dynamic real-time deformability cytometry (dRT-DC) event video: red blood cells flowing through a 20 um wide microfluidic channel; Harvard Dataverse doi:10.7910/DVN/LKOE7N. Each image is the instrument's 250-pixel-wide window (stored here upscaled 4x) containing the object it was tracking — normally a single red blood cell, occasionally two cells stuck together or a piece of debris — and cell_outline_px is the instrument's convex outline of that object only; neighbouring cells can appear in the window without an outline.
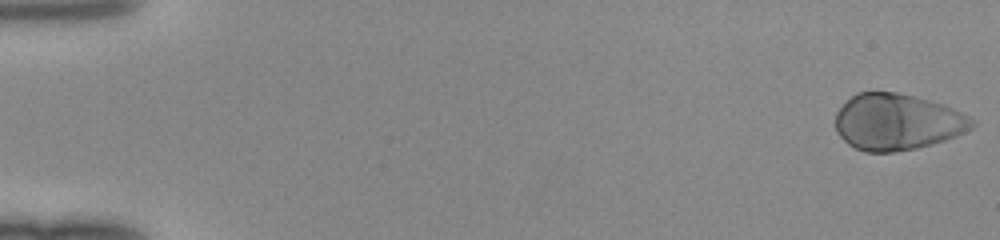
{"species": "human", "species_latin": "Homo sapiens", "temperature_condition": "room temperature", "stored_images_in_passage": 50, "camera_frame_rate_fps": 3000, "um_per_image_px": 0.085, "donor": {"sex": "female"}, "frame": {"image": 1, "passage_image": 1, "time_ms": 0.0, "image_size_px": [1000, 240], "cell_outline_px": [[976, 124], [972, 128], [956, 136], [932, 144], [916, 148], [892, 152], [864, 152], [848, 144], [836, 132], [836, 112], [856, 92], [896, 92], [944, 104], [976, 120]], "centroid_in_image_um": [76.26, 10.37], "position_along_channel_um": 8.7, "area_um2": 44.68}}
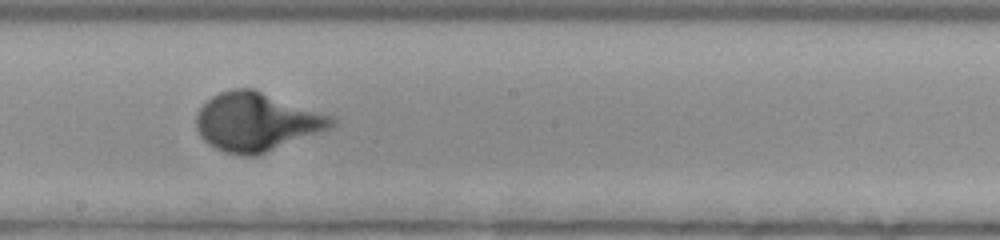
{"frame": {"image": 2, "passage_image": 29, "time_ms": 9.333, "image_size_px": [1000, 240], "cell_outline_px": [[336, 124], [332, 128], [256, 156], [244, 156], [224, 152], [208, 144], [200, 136], [196, 128], [196, 112], [212, 96], [220, 92], [232, 88], [252, 88], [332, 116], [336, 120]], "centroid_in_image_um": [21.79, 10.36], "position_along_channel_um": 226.4, "area_um2": 46.07}}
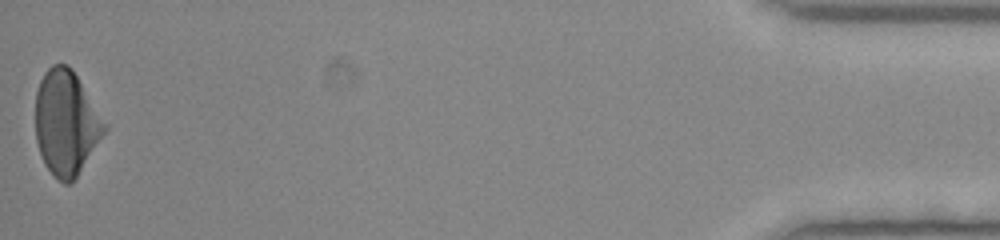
{"frame": {"image": 3, "passage_image": 50, "time_ms": 16.333, "image_size_px": [1000, 240], "cell_outline_px": [[108, 128], [76, 176], [68, 184], [64, 184], [44, 164], [36, 140], [36, 92], [40, 80], [44, 72], [52, 64], [68, 64], [72, 68], [108, 124]], "centroid_in_image_um": [5.63, 10.39], "position_along_channel_um": 429.6, "area_um2": 41.91}}